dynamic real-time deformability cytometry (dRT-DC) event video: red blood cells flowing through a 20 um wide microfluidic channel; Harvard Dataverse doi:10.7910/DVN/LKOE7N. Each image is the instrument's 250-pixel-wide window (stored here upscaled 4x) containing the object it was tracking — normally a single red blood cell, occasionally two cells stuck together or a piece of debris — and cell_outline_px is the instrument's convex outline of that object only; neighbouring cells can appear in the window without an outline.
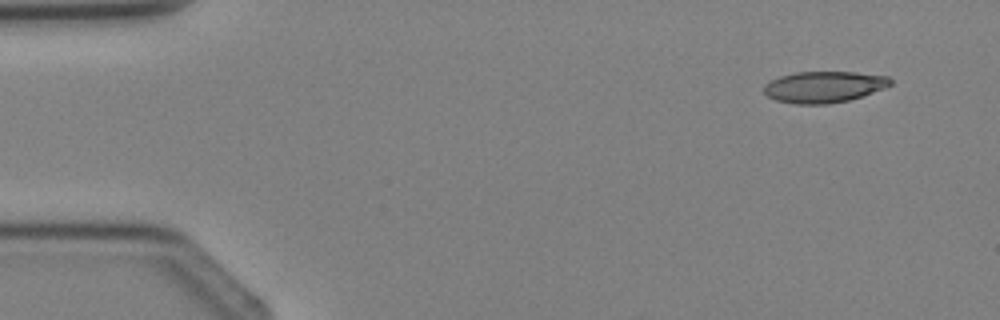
{"species": "Egyptian fruit bat (a non-hibernating species)", "species_latin": "Rousettus aegyptiacus", "temperature_condition": "cold", "stored_images_in_passage": 4, "camera_frame_rate_fps": 3000, "um_per_image_px": 0.085, "animal": {"sex": "female"}, "frame": {"image": 1, "passage_image": 1, "time_ms": 0.0, "image_size_px": [1000, 320], "cell_outline_px": [[892, 84], [884, 88], [848, 100], [828, 104], [796, 104], [776, 100], [768, 96], [764, 92], [764, 84], [780, 76], [796, 72], [856, 72], [888, 76], [892, 80]], "centroid_in_image_um": [70.03, 7.38], "position_along_channel_um": 15.0, "area_um2": 22.95}}
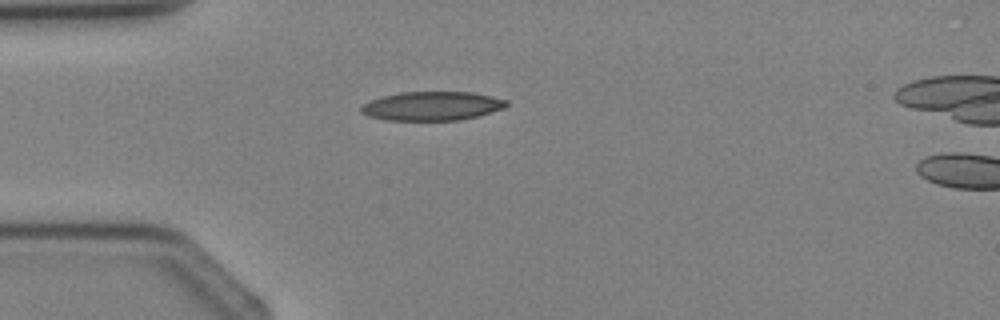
{"frame": {"image": 2, "passage_image": 3, "time_ms": 2.333, "image_size_px": [1000, 320], "cell_outline_px": [[508, 104], [504, 108], [476, 116], [460, 120], [384, 120], [368, 116], [360, 112], [360, 108], [364, 104], [372, 100], [384, 96], [400, 92], [472, 92], [492, 96], [508, 100]], "centroid_in_image_um": [36.72, 9.01], "position_along_channel_um": 48.3, "area_um2": 24.39}}